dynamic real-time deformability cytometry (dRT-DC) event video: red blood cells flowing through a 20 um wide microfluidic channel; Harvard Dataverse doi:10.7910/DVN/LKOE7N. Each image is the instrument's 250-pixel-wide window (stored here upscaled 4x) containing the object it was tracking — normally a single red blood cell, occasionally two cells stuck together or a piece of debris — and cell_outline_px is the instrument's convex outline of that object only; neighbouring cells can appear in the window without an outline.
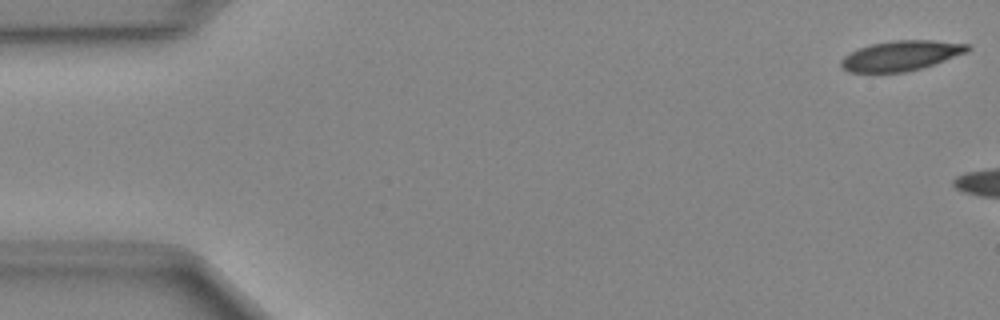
{"species": "Egyptian fruit bat (a non-hibernating species)", "species_latin": "Rousettus aegyptiacus", "temperature_condition": "cold", "stored_images_in_passage": 7, "camera_frame_rate_fps": 3000, "um_per_image_px": 0.085, "animal": {"sex": "female"}, "frame": {"image": 1, "passage_image": 1, "time_ms": 0.0, "image_size_px": [1000, 320], "cell_outline_px": [[972, 48], [968, 52], [920, 68], [904, 72], [848, 72], [840, 68], [840, 60], [844, 56], [860, 48], [872, 44], [892, 40], [932, 40], [968, 44]], "centroid_in_image_um": [76.57, 4.73], "position_along_channel_um": 8.4, "area_um2": 21.96}}